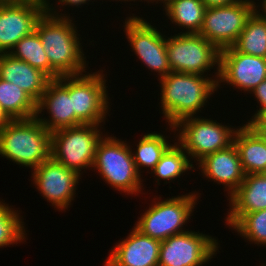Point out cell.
<instances>
[{
  "instance_id": "6da1fadb",
  "label": "cell",
  "mask_w": 266,
  "mask_h": 266,
  "mask_svg": "<svg viewBox=\"0 0 266 266\" xmlns=\"http://www.w3.org/2000/svg\"><path fill=\"white\" fill-rule=\"evenodd\" d=\"M51 7L48 3L47 11L35 27L51 67L60 76L86 73V57L74 23L64 16L66 14L59 15Z\"/></svg>"
},
{
  "instance_id": "7a4b0ae2",
  "label": "cell",
  "mask_w": 266,
  "mask_h": 266,
  "mask_svg": "<svg viewBox=\"0 0 266 266\" xmlns=\"http://www.w3.org/2000/svg\"><path fill=\"white\" fill-rule=\"evenodd\" d=\"M159 80L162 114L170 126L201 112L207 99L218 88V79L195 73L171 71Z\"/></svg>"
},
{
  "instance_id": "3957f363",
  "label": "cell",
  "mask_w": 266,
  "mask_h": 266,
  "mask_svg": "<svg viewBox=\"0 0 266 266\" xmlns=\"http://www.w3.org/2000/svg\"><path fill=\"white\" fill-rule=\"evenodd\" d=\"M51 132L36 118L10 120L0 130V155L32 170L50 157Z\"/></svg>"
},
{
  "instance_id": "277c9868",
  "label": "cell",
  "mask_w": 266,
  "mask_h": 266,
  "mask_svg": "<svg viewBox=\"0 0 266 266\" xmlns=\"http://www.w3.org/2000/svg\"><path fill=\"white\" fill-rule=\"evenodd\" d=\"M132 155L125 141L104 135L97 144L93 168L115 190L136 195L142 191L143 180Z\"/></svg>"
},
{
  "instance_id": "5b68a950",
  "label": "cell",
  "mask_w": 266,
  "mask_h": 266,
  "mask_svg": "<svg viewBox=\"0 0 266 266\" xmlns=\"http://www.w3.org/2000/svg\"><path fill=\"white\" fill-rule=\"evenodd\" d=\"M98 128L99 125L83 124L52 132L50 156L81 176V169L93 168L96 147L103 137Z\"/></svg>"
},
{
  "instance_id": "8992f818",
  "label": "cell",
  "mask_w": 266,
  "mask_h": 266,
  "mask_svg": "<svg viewBox=\"0 0 266 266\" xmlns=\"http://www.w3.org/2000/svg\"><path fill=\"white\" fill-rule=\"evenodd\" d=\"M167 38L166 51L171 71L204 76L216 65L215 79H218L220 50L215 45L199 33L180 32Z\"/></svg>"
},
{
  "instance_id": "52a82bcc",
  "label": "cell",
  "mask_w": 266,
  "mask_h": 266,
  "mask_svg": "<svg viewBox=\"0 0 266 266\" xmlns=\"http://www.w3.org/2000/svg\"><path fill=\"white\" fill-rule=\"evenodd\" d=\"M170 129L179 130L177 142L198 162L209 154L233 145L238 128L235 130L216 120L197 116L185 118L177 125L170 126Z\"/></svg>"
},
{
  "instance_id": "ba28073f",
  "label": "cell",
  "mask_w": 266,
  "mask_h": 266,
  "mask_svg": "<svg viewBox=\"0 0 266 266\" xmlns=\"http://www.w3.org/2000/svg\"><path fill=\"white\" fill-rule=\"evenodd\" d=\"M199 194H185L167 198L164 201H156L149 206L141 218L135 224V228L141 233L153 239L164 241L170 236L185 232L182 227L191 217L195 209L196 196Z\"/></svg>"
},
{
  "instance_id": "9c48e42d",
  "label": "cell",
  "mask_w": 266,
  "mask_h": 266,
  "mask_svg": "<svg viewBox=\"0 0 266 266\" xmlns=\"http://www.w3.org/2000/svg\"><path fill=\"white\" fill-rule=\"evenodd\" d=\"M255 4L252 0H242L207 8L199 34L219 50L233 46L247 19L258 8Z\"/></svg>"
},
{
  "instance_id": "30bf717a",
  "label": "cell",
  "mask_w": 266,
  "mask_h": 266,
  "mask_svg": "<svg viewBox=\"0 0 266 266\" xmlns=\"http://www.w3.org/2000/svg\"><path fill=\"white\" fill-rule=\"evenodd\" d=\"M218 245L214 237L203 233L175 234L161 241L158 266H202L215 256Z\"/></svg>"
},
{
  "instance_id": "8fae6325",
  "label": "cell",
  "mask_w": 266,
  "mask_h": 266,
  "mask_svg": "<svg viewBox=\"0 0 266 266\" xmlns=\"http://www.w3.org/2000/svg\"><path fill=\"white\" fill-rule=\"evenodd\" d=\"M126 20L124 31L134 54L151 72H158L159 79L168 75L171 67L166 51V36L143 18L133 15Z\"/></svg>"
},
{
  "instance_id": "7c38bea8",
  "label": "cell",
  "mask_w": 266,
  "mask_h": 266,
  "mask_svg": "<svg viewBox=\"0 0 266 266\" xmlns=\"http://www.w3.org/2000/svg\"><path fill=\"white\" fill-rule=\"evenodd\" d=\"M83 75V76H82ZM105 75H72V111L83 124L100 125L109 109Z\"/></svg>"
},
{
  "instance_id": "4fadbf2b",
  "label": "cell",
  "mask_w": 266,
  "mask_h": 266,
  "mask_svg": "<svg viewBox=\"0 0 266 266\" xmlns=\"http://www.w3.org/2000/svg\"><path fill=\"white\" fill-rule=\"evenodd\" d=\"M48 3V0H22L0 4V53H9L21 38L35 31Z\"/></svg>"
},
{
  "instance_id": "5bb4252c",
  "label": "cell",
  "mask_w": 266,
  "mask_h": 266,
  "mask_svg": "<svg viewBox=\"0 0 266 266\" xmlns=\"http://www.w3.org/2000/svg\"><path fill=\"white\" fill-rule=\"evenodd\" d=\"M44 109L51 115L49 119L40 117L39 114ZM35 117L51 133L63 128L83 125L72 111V75L60 76L48 82L46 90L36 103Z\"/></svg>"
},
{
  "instance_id": "9a60e30c",
  "label": "cell",
  "mask_w": 266,
  "mask_h": 266,
  "mask_svg": "<svg viewBox=\"0 0 266 266\" xmlns=\"http://www.w3.org/2000/svg\"><path fill=\"white\" fill-rule=\"evenodd\" d=\"M33 183L43 198L52 203L57 209H67L74 200L76 184L80 175L55 161L51 156L38 167L33 169Z\"/></svg>"
},
{
  "instance_id": "2e32d148",
  "label": "cell",
  "mask_w": 266,
  "mask_h": 266,
  "mask_svg": "<svg viewBox=\"0 0 266 266\" xmlns=\"http://www.w3.org/2000/svg\"><path fill=\"white\" fill-rule=\"evenodd\" d=\"M265 79L266 58L240 53L233 46L220 50L217 87L224 82L251 93Z\"/></svg>"
},
{
  "instance_id": "e0dca14e",
  "label": "cell",
  "mask_w": 266,
  "mask_h": 266,
  "mask_svg": "<svg viewBox=\"0 0 266 266\" xmlns=\"http://www.w3.org/2000/svg\"><path fill=\"white\" fill-rule=\"evenodd\" d=\"M160 243L134 227L126 239L112 247L104 266H158Z\"/></svg>"
},
{
  "instance_id": "ac0fdd59",
  "label": "cell",
  "mask_w": 266,
  "mask_h": 266,
  "mask_svg": "<svg viewBox=\"0 0 266 266\" xmlns=\"http://www.w3.org/2000/svg\"><path fill=\"white\" fill-rule=\"evenodd\" d=\"M203 176L217 184L225 185L230 196L243 182L245 173L242 169L236 146L216 151L198 162Z\"/></svg>"
},
{
  "instance_id": "d6986e66",
  "label": "cell",
  "mask_w": 266,
  "mask_h": 266,
  "mask_svg": "<svg viewBox=\"0 0 266 266\" xmlns=\"http://www.w3.org/2000/svg\"><path fill=\"white\" fill-rule=\"evenodd\" d=\"M226 224L232 227L244 214L266 209V174H248L229 196Z\"/></svg>"
},
{
  "instance_id": "ffe728a7",
  "label": "cell",
  "mask_w": 266,
  "mask_h": 266,
  "mask_svg": "<svg viewBox=\"0 0 266 266\" xmlns=\"http://www.w3.org/2000/svg\"><path fill=\"white\" fill-rule=\"evenodd\" d=\"M0 78L24 90L36 103L51 80L45 73L8 52L0 53Z\"/></svg>"
},
{
  "instance_id": "44dd1931",
  "label": "cell",
  "mask_w": 266,
  "mask_h": 266,
  "mask_svg": "<svg viewBox=\"0 0 266 266\" xmlns=\"http://www.w3.org/2000/svg\"><path fill=\"white\" fill-rule=\"evenodd\" d=\"M234 145L245 175L266 173V140L249 124L237 129Z\"/></svg>"
},
{
  "instance_id": "7402d4cb",
  "label": "cell",
  "mask_w": 266,
  "mask_h": 266,
  "mask_svg": "<svg viewBox=\"0 0 266 266\" xmlns=\"http://www.w3.org/2000/svg\"><path fill=\"white\" fill-rule=\"evenodd\" d=\"M0 108L9 120H24L36 115V102L20 87L0 78Z\"/></svg>"
},
{
  "instance_id": "603a6c76",
  "label": "cell",
  "mask_w": 266,
  "mask_h": 266,
  "mask_svg": "<svg viewBox=\"0 0 266 266\" xmlns=\"http://www.w3.org/2000/svg\"><path fill=\"white\" fill-rule=\"evenodd\" d=\"M233 47L240 53L266 58V18L256 9Z\"/></svg>"
},
{
  "instance_id": "cb8c5ba5",
  "label": "cell",
  "mask_w": 266,
  "mask_h": 266,
  "mask_svg": "<svg viewBox=\"0 0 266 266\" xmlns=\"http://www.w3.org/2000/svg\"><path fill=\"white\" fill-rule=\"evenodd\" d=\"M164 7L172 23L187 29L183 33H199L207 9L202 0H171Z\"/></svg>"
},
{
  "instance_id": "d4e9b609",
  "label": "cell",
  "mask_w": 266,
  "mask_h": 266,
  "mask_svg": "<svg viewBox=\"0 0 266 266\" xmlns=\"http://www.w3.org/2000/svg\"><path fill=\"white\" fill-rule=\"evenodd\" d=\"M9 54L42 71L50 79H58L60 77L51 67L44 51L42 41L36 31L21 38L11 49Z\"/></svg>"
},
{
  "instance_id": "484cf974",
  "label": "cell",
  "mask_w": 266,
  "mask_h": 266,
  "mask_svg": "<svg viewBox=\"0 0 266 266\" xmlns=\"http://www.w3.org/2000/svg\"><path fill=\"white\" fill-rule=\"evenodd\" d=\"M190 160L191 158L188 153L178 142H176L165 151L151 173L158 177V184H160L159 179L172 181L177 177L179 178L189 169H194L193 164H191L193 162Z\"/></svg>"
},
{
  "instance_id": "4316f807",
  "label": "cell",
  "mask_w": 266,
  "mask_h": 266,
  "mask_svg": "<svg viewBox=\"0 0 266 266\" xmlns=\"http://www.w3.org/2000/svg\"><path fill=\"white\" fill-rule=\"evenodd\" d=\"M170 142L161 133L145 134L137 144L136 152L132 151L136 169L140 174V167L150 168L151 171L160 161L162 155L171 146ZM135 154V155H134Z\"/></svg>"
},
{
  "instance_id": "83f0119b",
  "label": "cell",
  "mask_w": 266,
  "mask_h": 266,
  "mask_svg": "<svg viewBox=\"0 0 266 266\" xmlns=\"http://www.w3.org/2000/svg\"><path fill=\"white\" fill-rule=\"evenodd\" d=\"M18 212L0 201V248L18 244L26 238L24 222Z\"/></svg>"
},
{
  "instance_id": "f1b7e54d",
  "label": "cell",
  "mask_w": 266,
  "mask_h": 266,
  "mask_svg": "<svg viewBox=\"0 0 266 266\" xmlns=\"http://www.w3.org/2000/svg\"><path fill=\"white\" fill-rule=\"evenodd\" d=\"M232 228L248 241L266 246V209L244 214Z\"/></svg>"
},
{
  "instance_id": "f546056e",
  "label": "cell",
  "mask_w": 266,
  "mask_h": 266,
  "mask_svg": "<svg viewBox=\"0 0 266 266\" xmlns=\"http://www.w3.org/2000/svg\"><path fill=\"white\" fill-rule=\"evenodd\" d=\"M260 103L259 110L256 111L253 117H255L262 109L266 108V79L263 80L255 89L251 91Z\"/></svg>"
},
{
  "instance_id": "4dcf8cb0",
  "label": "cell",
  "mask_w": 266,
  "mask_h": 266,
  "mask_svg": "<svg viewBox=\"0 0 266 266\" xmlns=\"http://www.w3.org/2000/svg\"><path fill=\"white\" fill-rule=\"evenodd\" d=\"M207 8L231 5L242 0H202Z\"/></svg>"
},
{
  "instance_id": "1f68e13d",
  "label": "cell",
  "mask_w": 266,
  "mask_h": 266,
  "mask_svg": "<svg viewBox=\"0 0 266 266\" xmlns=\"http://www.w3.org/2000/svg\"><path fill=\"white\" fill-rule=\"evenodd\" d=\"M246 124H266V108L262 109L251 121Z\"/></svg>"
},
{
  "instance_id": "d6a6232c",
  "label": "cell",
  "mask_w": 266,
  "mask_h": 266,
  "mask_svg": "<svg viewBox=\"0 0 266 266\" xmlns=\"http://www.w3.org/2000/svg\"><path fill=\"white\" fill-rule=\"evenodd\" d=\"M59 1V4H61L62 5V7L64 6V5H69V6H78L79 7V5L81 6L82 4H86L88 1H90V0H58Z\"/></svg>"
},
{
  "instance_id": "836d02e7",
  "label": "cell",
  "mask_w": 266,
  "mask_h": 266,
  "mask_svg": "<svg viewBox=\"0 0 266 266\" xmlns=\"http://www.w3.org/2000/svg\"><path fill=\"white\" fill-rule=\"evenodd\" d=\"M263 139H266V124H249Z\"/></svg>"
},
{
  "instance_id": "e575fe53",
  "label": "cell",
  "mask_w": 266,
  "mask_h": 266,
  "mask_svg": "<svg viewBox=\"0 0 266 266\" xmlns=\"http://www.w3.org/2000/svg\"><path fill=\"white\" fill-rule=\"evenodd\" d=\"M10 120L7 118V116L3 113V111L0 108V130L9 122Z\"/></svg>"
},
{
  "instance_id": "d590c367",
  "label": "cell",
  "mask_w": 266,
  "mask_h": 266,
  "mask_svg": "<svg viewBox=\"0 0 266 266\" xmlns=\"http://www.w3.org/2000/svg\"><path fill=\"white\" fill-rule=\"evenodd\" d=\"M262 2H263L262 6H260V7H262L263 9H261L262 12H260V13L266 18V0H263Z\"/></svg>"
},
{
  "instance_id": "8d00e7d4",
  "label": "cell",
  "mask_w": 266,
  "mask_h": 266,
  "mask_svg": "<svg viewBox=\"0 0 266 266\" xmlns=\"http://www.w3.org/2000/svg\"><path fill=\"white\" fill-rule=\"evenodd\" d=\"M20 1L22 0H0V4L15 3Z\"/></svg>"
},
{
  "instance_id": "74e56055",
  "label": "cell",
  "mask_w": 266,
  "mask_h": 266,
  "mask_svg": "<svg viewBox=\"0 0 266 266\" xmlns=\"http://www.w3.org/2000/svg\"><path fill=\"white\" fill-rule=\"evenodd\" d=\"M149 1H150V2H151V1H153V2H154V1L156 2V1H157L156 3H158V1H160V2L164 3L163 5L165 6V5L168 4L171 0H148V2H149Z\"/></svg>"
},
{
  "instance_id": "f35d334b",
  "label": "cell",
  "mask_w": 266,
  "mask_h": 266,
  "mask_svg": "<svg viewBox=\"0 0 266 266\" xmlns=\"http://www.w3.org/2000/svg\"><path fill=\"white\" fill-rule=\"evenodd\" d=\"M117 1V0H116ZM119 1H134L135 2V0H119ZM142 1V0H141ZM145 1V0H144ZM146 1H148V0H146Z\"/></svg>"
}]
</instances>
